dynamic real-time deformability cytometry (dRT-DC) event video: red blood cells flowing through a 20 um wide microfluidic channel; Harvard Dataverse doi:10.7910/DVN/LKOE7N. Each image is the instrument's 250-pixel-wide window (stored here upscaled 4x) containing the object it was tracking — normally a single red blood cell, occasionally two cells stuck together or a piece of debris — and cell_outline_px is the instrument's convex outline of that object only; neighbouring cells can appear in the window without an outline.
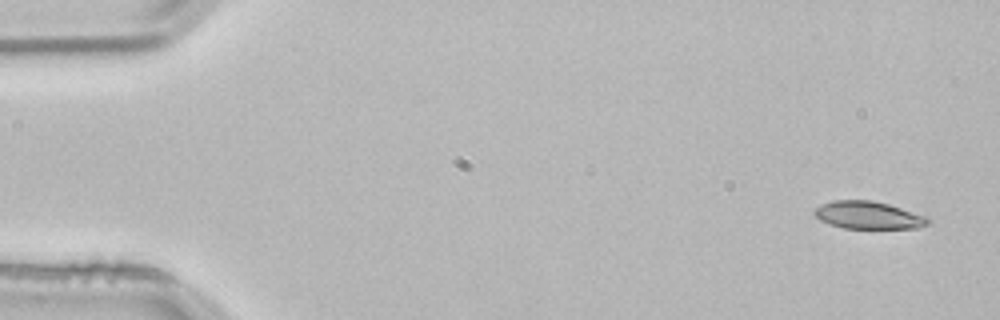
{"species": "common noctule bat (a hibernating species)", "species_latin": "Nyctalus noctula", "temperature_condition": "room temperature", "stored_images_in_passage": 3, "segment_of_instrument_passage": [2, 2], "camera_frame_rate_fps": 3000, "um_per_image_px": 0.085, "animal": {"sex": "male", "body_mass_g": 21.5, "forearm_length_mm": 52.0}, "frame": {"image": 1, "passage_image": 3, "time_ms": 0.667, "image_size_px": [1000, 320], "cell_outline_px": [[932, 220], [928, 224], [916, 228], [844, 228], [820, 220], [812, 212], [820, 204], [832, 200], [872, 200], [888, 204], [928, 216]], "centroid_in_image_um": [73.83, 18.28], "position_along_channel_um": 11.2, "area_um2": 18.26}}